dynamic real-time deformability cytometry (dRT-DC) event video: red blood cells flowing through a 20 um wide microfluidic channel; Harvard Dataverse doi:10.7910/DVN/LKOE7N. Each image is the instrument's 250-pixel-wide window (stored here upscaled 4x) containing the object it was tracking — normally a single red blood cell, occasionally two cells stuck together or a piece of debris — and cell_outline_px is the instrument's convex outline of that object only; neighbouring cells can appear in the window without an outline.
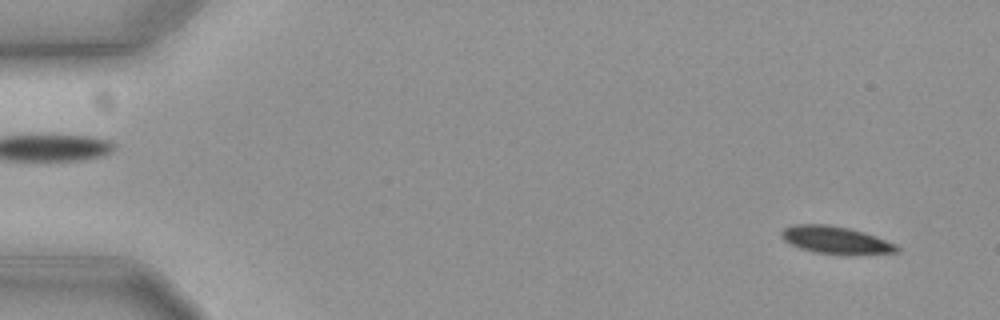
{"species": "common noctule bat (a hibernating species)", "species_latin": "Nyctalus noctula", "temperature_condition": "cold", "stored_images_in_passage": 60, "segment_of_instrument_passage": [1, 2], "camera_frame_rate_fps": 3000, "um_per_image_px": 0.085, "animal": {"sex": "female", "body_mass_g": 19.3, "forearm_length_mm": 54.1}, "frame": {"image": 1, "passage_image": 5, "time_ms": 1.333, "image_size_px": [1000, 320], "cell_outline_px": [[900, 252], [812, 252], [788, 244], [780, 236], [780, 232], [784, 228], [796, 224], [828, 224], [848, 228], [864, 232], [876, 236], [896, 244], [900, 248]], "centroid_in_image_um": [70.95, 20.35], "position_along_channel_um": 14.1, "area_um2": 17.74}}
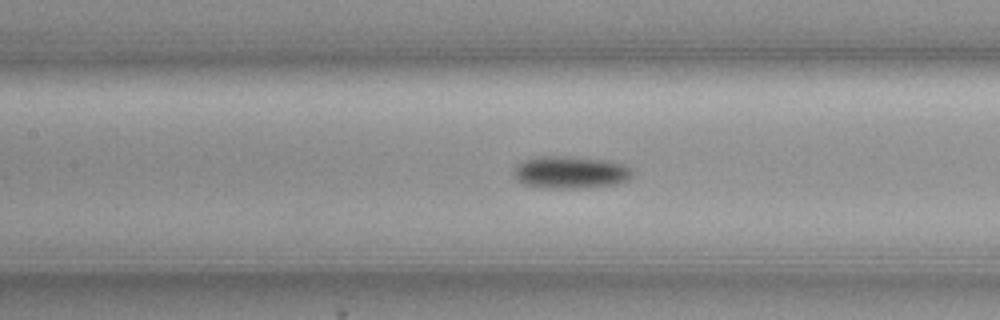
{"frame": {"image": 2, "passage_image": 28, "time_ms": 9.0, "image_size_px": [1000, 320], "cell_outline_px": [[632, 176], [628, 180], [620, 184], [588, 188], [544, 188], [524, 184], [512, 172], [512, 168], [516, 164], [524, 160], [536, 156], [572, 156], [608, 160], [624, 164], [632, 168]], "centroid_in_image_um": [48.52, 14.64], "position_along_channel_um": 158.9, "area_um2": 22.89}}
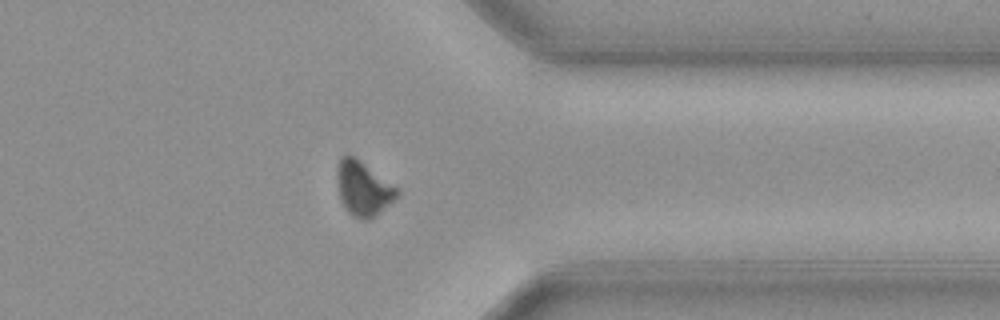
{"frame": {"image": 3, "passage_image": 47, "time_ms": 15.333, "image_size_px": [1000, 320], "cell_outline_px": [[400, 192], [376, 216], [368, 220], [364, 220], [352, 216], [344, 208], [340, 200], [336, 180], [336, 172], [340, 160], [344, 156], [352, 156], [400, 188]], "centroid_in_image_um": [30.86, 16.06], "position_along_channel_um": 380.5, "area_um2": 18.84}}